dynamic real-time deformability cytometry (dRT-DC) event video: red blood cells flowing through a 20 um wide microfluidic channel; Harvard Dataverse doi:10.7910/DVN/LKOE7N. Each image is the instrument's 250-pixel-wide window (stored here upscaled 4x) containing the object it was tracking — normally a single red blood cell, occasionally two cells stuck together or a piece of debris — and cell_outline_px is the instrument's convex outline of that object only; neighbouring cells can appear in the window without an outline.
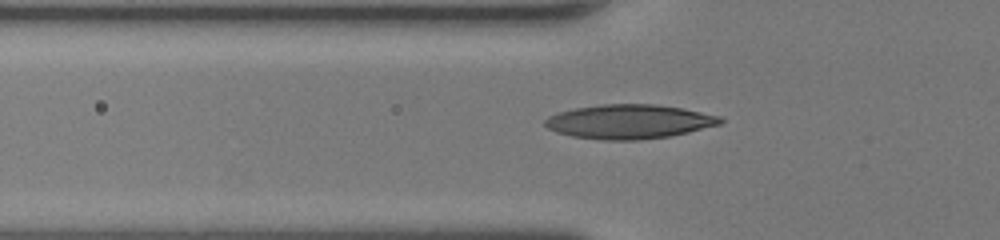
{"species": "human", "species_latin": "Homo sapiens", "temperature_condition": "room temperature", "stored_images_in_passage": 35, "camera_frame_rate_fps": 3000, "um_per_image_px": 0.085, "donor": {"sex": "female"}, "frame": {"image": 1, "passage_image": 4, "time_ms": 1.0, "image_size_px": [1000, 240], "cell_outline_px": [[724, 120], [720, 124], [688, 132], [668, 136], [636, 140], [604, 140], [572, 136], [556, 132], [548, 128], [544, 124], [544, 120], [548, 116], [556, 112], [576, 108], [604, 104], [656, 104], [684, 108], [720, 116]], "centroid_in_image_um": [53.46, 10.33], "position_along_channel_um": 72.3, "area_um2": 34.91}}
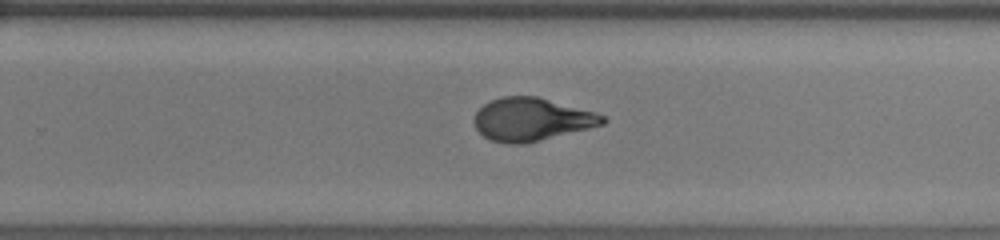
{"frame": {"image": 2, "passage_image": 19, "time_ms": 6.0, "image_size_px": [1000, 240], "cell_outline_px": [[608, 120], [604, 124], [524, 144], [508, 144], [492, 140], [484, 136], [476, 128], [472, 120], [476, 112], [484, 104], [500, 96], [536, 96], [592, 112], [604, 116]], "centroid_in_image_um": [45.13, 10.15], "position_along_channel_um": 284.7, "area_um2": 31.73}}
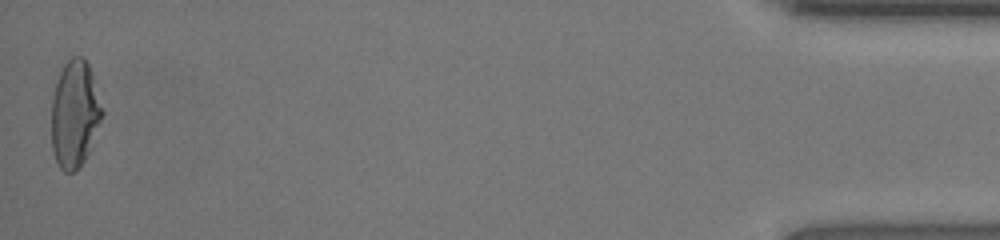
{"frame": {"image": 3, "passage_image": 35, "time_ms": 11.333, "image_size_px": [1000, 240], "cell_outline_px": [[104, 112], [88, 152], [84, 160], [72, 172], [64, 172], [60, 168], [56, 160], [52, 148], [52, 96], [56, 80], [64, 64], [72, 56], [84, 56], [88, 64]], "centroid_in_image_um": [6.33, 9.66], "position_along_channel_um": 428.9, "area_um2": 31.27}, "authors_computed_cell_mechanics": {"area_um2": 32.2524, "velocity_mm_per_s": 4.2807, "shape_relaxation_time_tau1_ms": 8.1621, "shape_relaxation_time_tau2_ms": 0.7675, "deformation_change_tau1": 0.3075, "deformation_change_tau2": 0.0689}}